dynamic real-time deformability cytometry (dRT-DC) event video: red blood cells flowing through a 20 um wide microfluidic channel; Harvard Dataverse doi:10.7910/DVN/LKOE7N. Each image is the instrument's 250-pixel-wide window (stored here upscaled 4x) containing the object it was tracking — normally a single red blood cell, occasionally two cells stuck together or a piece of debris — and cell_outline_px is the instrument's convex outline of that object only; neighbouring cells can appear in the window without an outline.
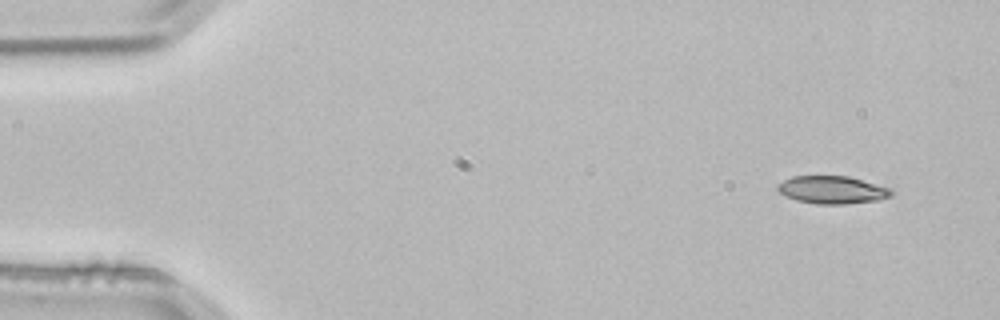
{"species": "common noctule bat (a hibernating species)", "species_latin": "Nyctalus noctula", "temperature_condition": "room temperature", "stored_images_in_passage": 3, "camera_frame_rate_fps": 3000, "um_per_image_px": 0.085, "animal": {"sex": "male", "body_mass_g": 21.5, "forearm_length_mm": 52.0}, "frame": {"image": 1, "passage_image": 1, "time_ms": 0.0, "image_size_px": [1000, 320], "cell_outline_px": [[892, 196], [880, 200], [844, 204], [816, 204], [796, 200], [784, 196], [776, 188], [776, 184], [792, 176], [848, 176], [892, 188]], "centroid_in_image_um": [70.74, 16.14], "position_along_channel_um": 14.3, "area_um2": 18.55}}
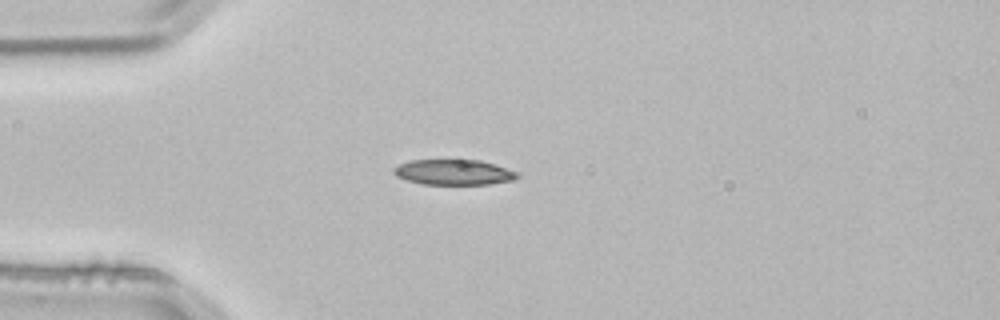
{"frame": {"image": 2, "passage_image": 3, "time_ms": 0.667, "image_size_px": [1000, 320], "cell_outline_px": [[520, 176], [512, 180], [488, 184], [424, 184], [408, 180], [396, 176], [392, 172], [392, 168], [400, 164], [412, 160], [480, 160], [520, 172]], "centroid_in_image_um": [38.58, 14.63], "position_along_channel_um": 46.4, "area_um2": 18.21}}